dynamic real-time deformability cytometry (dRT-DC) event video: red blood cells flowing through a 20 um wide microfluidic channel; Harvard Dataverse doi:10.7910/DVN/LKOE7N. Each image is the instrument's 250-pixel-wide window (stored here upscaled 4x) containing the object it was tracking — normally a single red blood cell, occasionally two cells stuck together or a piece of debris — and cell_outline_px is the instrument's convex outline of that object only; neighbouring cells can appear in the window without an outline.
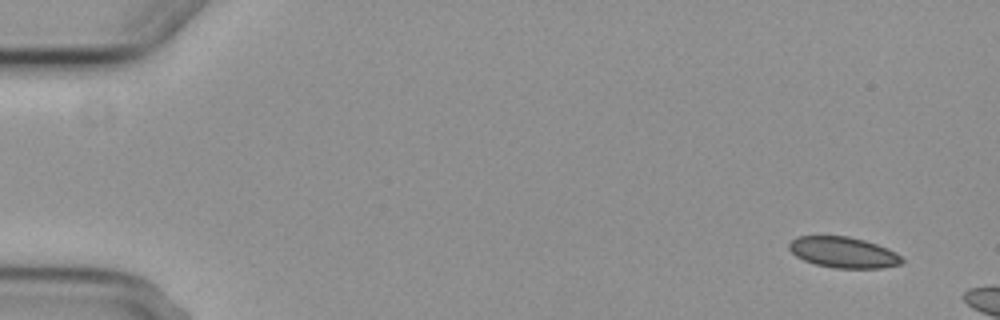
{"species": "common noctule bat (a hibernating species)", "species_latin": "Nyctalus noctula", "temperature_condition": "cold", "stored_images_in_passage": 6, "segment_of_instrument_passage": [2, 2], "camera_frame_rate_fps": 3000, "um_per_image_px": 0.085, "animal": {"sex": "female", "body_mass_g": 29.2, "forearm_length_mm": 56.3}, "frame": {"image": 1, "passage_image": 6, "time_ms": 7.0, "image_size_px": [1000, 320], "cell_outline_px": [[904, 260], [900, 264], [880, 268], [832, 268], [816, 264], [804, 260], [796, 256], [788, 248], [788, 244], [792, 240], [800, 236], [848, 236], [864, 240], [888, 248], [896, 252]], "centroid_in_image_um": [71.69, 21.45], "position_along_channel_um": 13.3, "area_um2": 20.23}}